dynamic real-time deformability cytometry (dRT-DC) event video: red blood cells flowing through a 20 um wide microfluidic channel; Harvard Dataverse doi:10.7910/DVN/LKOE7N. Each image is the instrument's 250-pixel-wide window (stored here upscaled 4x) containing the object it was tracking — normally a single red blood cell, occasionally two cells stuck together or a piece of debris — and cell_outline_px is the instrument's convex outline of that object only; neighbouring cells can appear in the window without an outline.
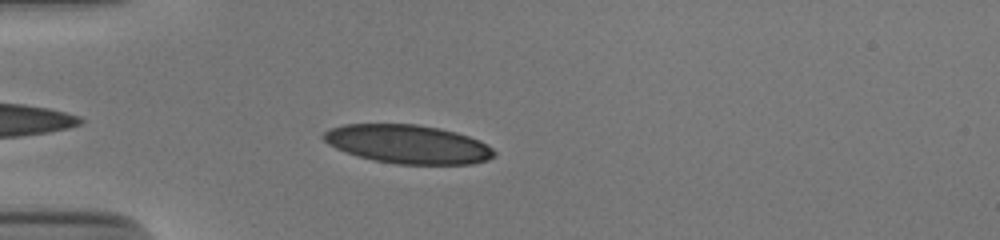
{"species": "human", "species_latin": "Homo sapiens", "temperature_condition": "cold", "stored_images_in_passage": 41, "camera_frame_rate_fps": 3000, "um_per_image_px": 0.085, "donor": {"sex": "male"}, "frame": {"image": 1, "passage_image": 4, "time_ms": 1.0, "image_size_px": [1000, 240], "cell_outline_px": [[496, 156], [488, 160], [472, 164], [396, 164], [376, 160], [360, 156], [336, 148], [328, 144], [320, 136], [324, 132], [332, 128], [344, 124], [416, 124], [440, 128], [456, 132], [480, 140], [492, 148], [496, 152]], "centroid_in_image_um": [34.71, 12.25], "position_along_channel_um": 50.3, "area_um2": 38.38}}
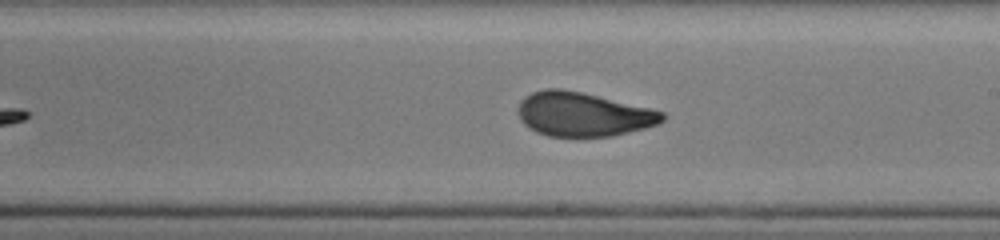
{"frame": {"image": 2, "passage_image": 20, "time_ms": 6.333, "image_size_px": [1000, 240], "cell_outline_px": [[668, 116], [660, 124], [612, 136], [548, 136], [536, 132], [528, 128], [520, 120], [520, 100], [532, 92], [544, 88], [560, 88], [580, 92], [648, 108], [664, 112]], "centroid_in_image_um": [49.56, 9.72], "position_along_channel_um": 239.4, "area_um2": 36.76}}
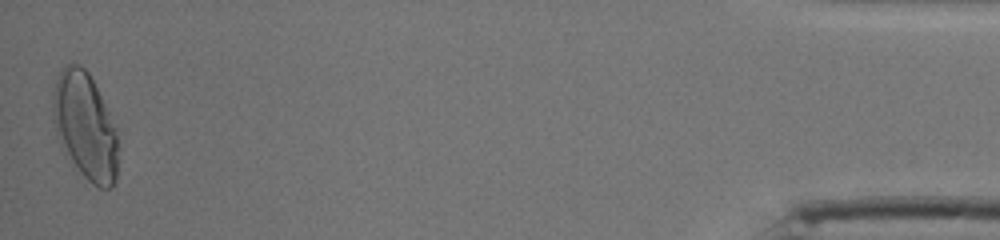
{"frame": {"image": 3, "passage_image": 41, "time_ms": 13.333, "image_size_px": [1000, 240], "cell_outline_px": [[116, 180], [112, 188], [100, 188], [92, 184], [64, 156], [60, 148], [56, 136], [52, 120], [52, 96], [56, 80], [60, 72], [68, 64], [80, 64], [88, 72], [116, 128]], "centroid_in_image_um": [7.18, 10.76], "position_along_channel_um": 428.0, "area_um2": 40.58}, "authors_computed_cell_mechanics": {"area_um2": 37.8012, "velocity_mm_per_s": 3.879, "shape_relaxation_time_tau1_ms": 8.4776, "shape_relaxation_time_tau2_ms": 0.9888, "deformation_change_tau1": 0.2234, "deformation_change_tau2": 0.0634}}